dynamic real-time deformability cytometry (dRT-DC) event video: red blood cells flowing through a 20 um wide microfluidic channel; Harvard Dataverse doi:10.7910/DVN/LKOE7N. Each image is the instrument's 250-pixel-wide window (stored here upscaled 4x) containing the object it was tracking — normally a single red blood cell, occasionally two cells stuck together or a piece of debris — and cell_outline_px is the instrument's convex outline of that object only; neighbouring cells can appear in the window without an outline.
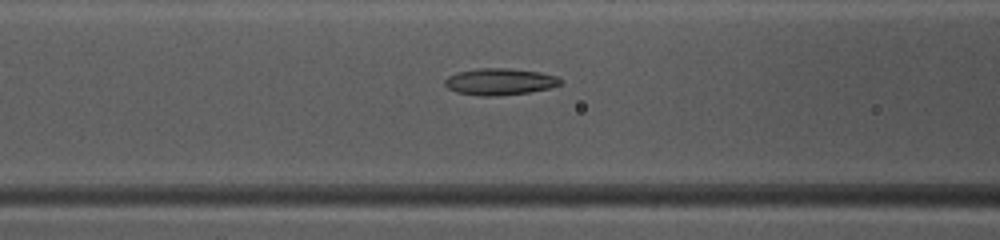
{"species": "common noctule bat (a hibernating species)", "species_latin": "Nyctalus noctula", "temperature_condition": "warm", "stored_images_in_passage": 50, "camera_frame_rate_fps": 3000, "um_per_image_px": 0.085, "animal": {"sex": "female", "body_mass_g": 10.0, "forearm_length_mm": 53.1}, "frame": {"image": 1, "passage_image": 21, "time_ms": 6.667, "image_size_px": [1000, 240], "cell_outline_px": [[560, 84], [548, 88], [528, 92], [492, 96], [480, 96], [456, 92], [448, 88], [444, 84], [444, 80], [448, 76], [456, 72], [476, 68], [508, 68], [540, 72], [556, 76], [560, 80]], "centroid_in_image_um": [42.41, 6.93], "position_along_channel_um": 124.2, "area_um2": 17.86}}
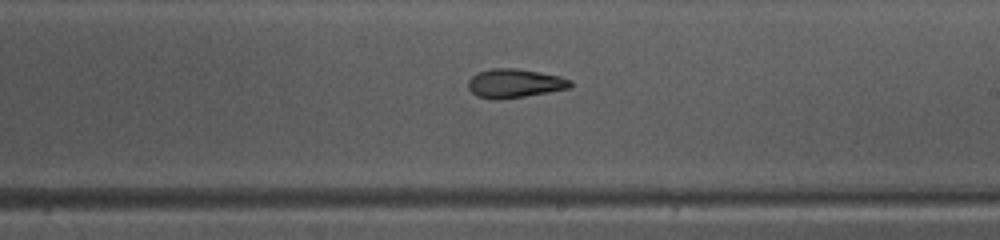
{"frame": {"image": 2, "passage_image": 30, "time_ms": 9.667, "image_size_px": [1000, 240], "cell_outline_px": [[572, 88], [500, 100], [492, 100], [476, 96], [468, 88], [468, 80], [476, 72], [492, 68], [516, 68], [560, 76], [572, 80]], "centroid_in_image_um": [43.73, 7.09], "position_along_channel_um": 245.3, "area_um2": 17.4}}
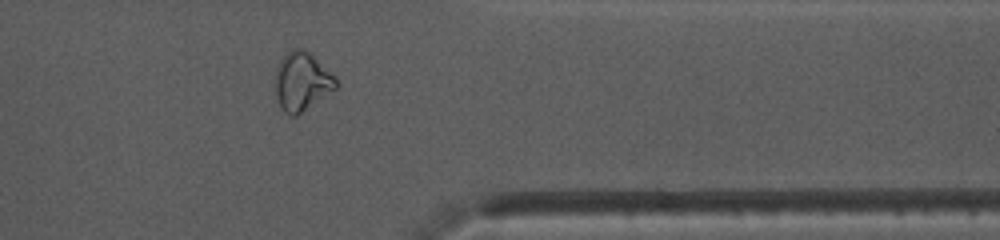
{"frame": {"image": 3, "passage_image": 41, "time_ms": 13.333, "image_size_px": [1000, 240], "cell_outline_px": [[336, 88], [296, 116], [292, 116], [284, 112], [280, 108], [276, 96], [276, 72], [280, 60], [292, 48], [304, 48], [336, 76]], "centroid_in_image_um": [25.65, 6.92], "position_along_channel_um": 385.7, "area_um2": 20.46}, "authors_computed_cell_mechanics": {"area_um2": 18.6116, "velocity_mm_per_s": 4.033, "shape_relaxation_time_tau1_ms": 10.7313, "shape_relaxation_time_tau2_ms": 2.7679, "deformation_change_tau1": 0.2626, "deformation_change_tau2": 0.1034}}